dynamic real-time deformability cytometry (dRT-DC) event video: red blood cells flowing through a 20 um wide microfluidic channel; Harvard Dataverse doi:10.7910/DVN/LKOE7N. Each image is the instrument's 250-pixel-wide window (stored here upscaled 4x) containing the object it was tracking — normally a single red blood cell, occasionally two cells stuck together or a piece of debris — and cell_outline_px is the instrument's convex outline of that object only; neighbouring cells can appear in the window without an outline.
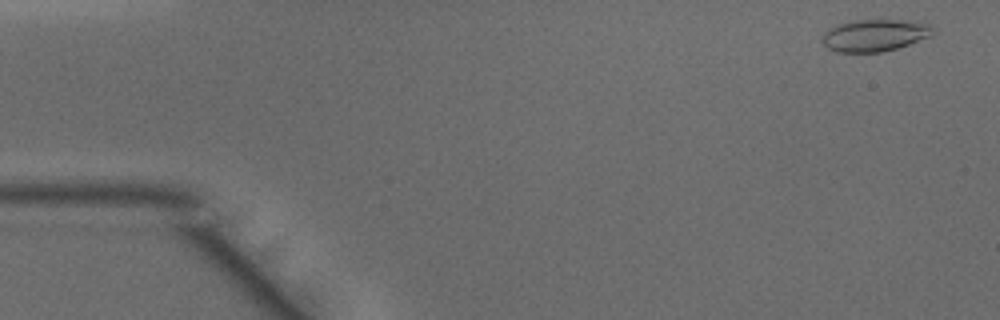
{"species": "common noctule bat (a hibernating species)", "species_latin": "Nyctalus noctula", "temperature_condition": "warm", "stored_images_in_passage": 47, "camera_frame_rate_fps": 3000, "um_per_image_px": 0.085, "animal": {"sex": "male", "body_mass_g": 15.6}, "frame": {"image": 1, "passage_image": 2, "time_ms": 0.333, "image_size_px": [1000, 320], "cell_outline_px": [[936, 32], [932, 36], [896, 48], [880, 52], [836, 52], [828, 48], [820, 40], [820, 36], [824, 32], [836, 24], [856, 20], [904, 20], [928, 24], [936, 28]], "centroid_in_image_um": [74.34, 3.0], "position_along_channel_um": 10.7, "area_um2": 20.81}}
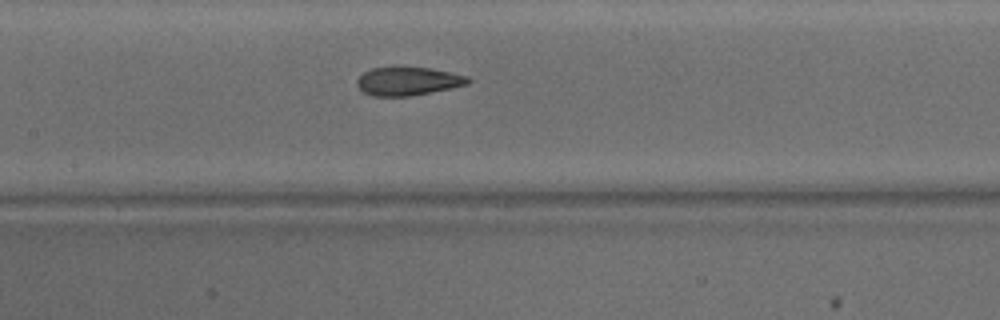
{"frame": {"image": 2, "passage_image": 22, "time_ms": 7.0, "image_size_px": [1000, 320], "cell_outline_px": [[472, 80], [468, 84], [452, 88], [408, 96], [372, 96], [364, 92], [356, 84], [356, 80], [364, 72], [372, 68], [392, 64], [428, 68], [452, 72], [468, 76]], "centroid_in_image_um": [34.66, 6.86], "position_along_channel_um": 172.7, "area_um2": 18.96}}
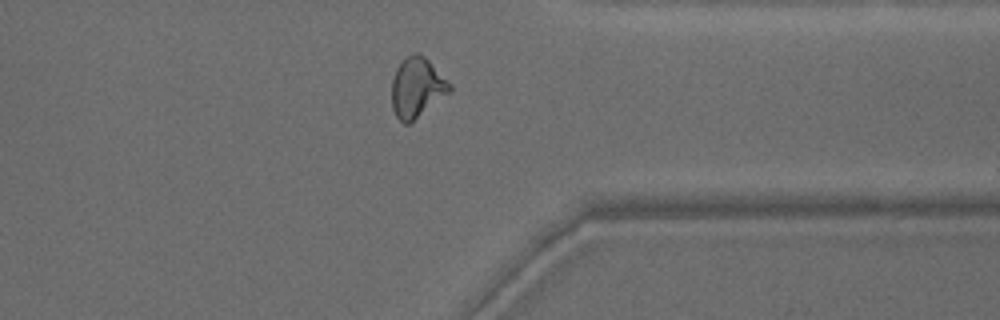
{"frame": {"image": 3, "passage_image": 37, "time_ms": 12.0, "image_size_px": [1000, 320], "cell_outline_px": [[452, 88], [448, 92], [408, 124], [404, 124], [396, 116], [392, 108], [392, 80], [396, 68], [408, 56], [416, 52], [420, 52], [452, 84]], "centroid_in_image_um": [35.42, 7.42], "position_along_channel_um": 376.0, "area_um2": 19.71}, "authors_computed_cell_mechanics": {"area_um2": 19.8254, "velocity_mm_per_s": 4.1891, "shape_relaxation_time_tau1_ms": 9.4354, "shape_relaxation_time_tau2_ms": 1.4013, "deformation_change_tau1": 0.2487, "deformation_change_tau2": 0.0828}}